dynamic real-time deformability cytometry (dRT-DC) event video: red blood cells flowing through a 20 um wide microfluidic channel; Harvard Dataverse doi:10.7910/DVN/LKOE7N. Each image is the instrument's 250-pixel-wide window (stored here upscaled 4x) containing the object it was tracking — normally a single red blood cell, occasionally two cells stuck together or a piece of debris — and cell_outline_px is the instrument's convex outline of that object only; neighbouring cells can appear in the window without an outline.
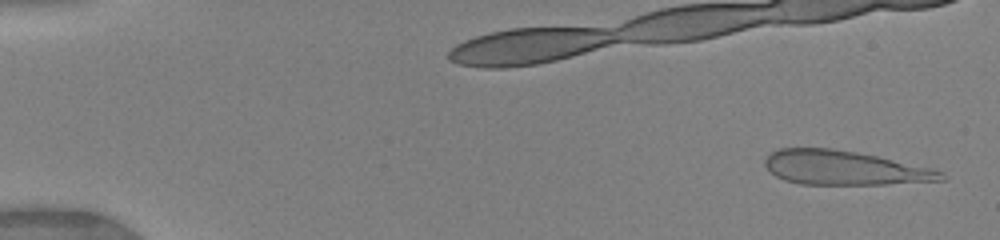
{"species": "human", "species_latin": "Homo sapiens", "temperature_condition": "warm", "stored_images_in_passage": 9, "camera_frame_rate_fps": 3000, "um_per_image_px": 0.085, "donor": {"sex": "female"}, "frame": {"image": 1, "passage_image": 1, "time_ms": 0.0, "image_size_px": [1000, 240], "cell_outline_px": [[948, 180], [884, 184], [800, 184], [784, 180], [776, 176], [764, 164], [764, 160], [772, 152], [780, 148], [832, 148], [856, 152], [876, 156], [932, 168], [944, 172], [948, 176]], "centroid_in_image_um": [71.81, 14.27], "position_along_channel_um": 13.2, "area_um2": 35.03}}